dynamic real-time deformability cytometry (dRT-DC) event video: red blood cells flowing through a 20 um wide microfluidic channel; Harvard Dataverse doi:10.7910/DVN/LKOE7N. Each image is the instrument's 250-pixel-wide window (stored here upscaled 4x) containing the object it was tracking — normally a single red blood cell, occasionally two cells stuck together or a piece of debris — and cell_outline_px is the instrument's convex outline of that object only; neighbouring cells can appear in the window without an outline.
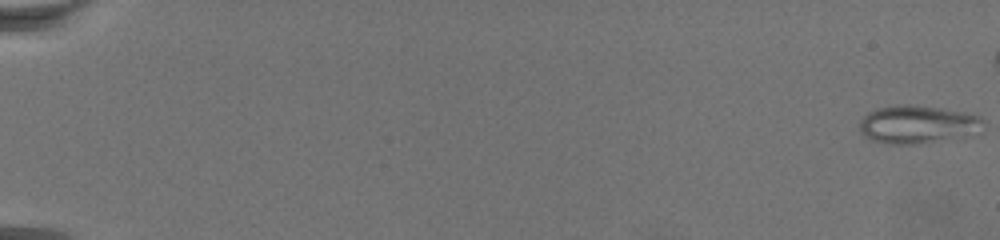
{"species": "common noctule bat (a hibernating species)", "species_latin": "Nyctalus noctula", "temperature_condition": "warm", "stored_images_in_passage": 67, "camera_frame_rate_fps": 3000, "um_per_image_px": 0.085, "animal": {"sex": "female", "body_mass_g": 19.5, "forearm_length_mm": 54.1}, "frame": {"image": 1, "passage_image": 1, "time_ms": 0.0, "image_size_px": [1000, 240], "cell_outline_px": [[984, 120], [964, 140], [912, 144], [888, 144], [872, 140], [864, 136], [860, 132], [860, 120], [868, 112], [876, 108], [896, 104], [912, 104], [944, 108], [964, 112], [980, 116]], "centroid_in_image_um": [77.98, 10.58], "position_along_channel_um": 7.0, "area_um2": 27.98}}
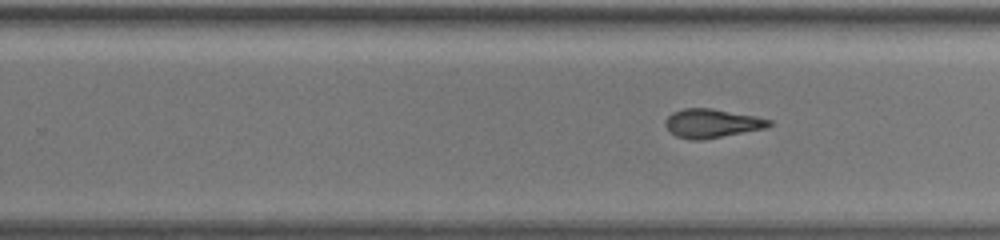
{"frame": {"image": 2, "passage_image": 49, "time_ms": 16.0, "image_size_px": [1000, 240], "cell_outline_px": [[772, 124], [764, 128], [704, 140], [688, 140], [676, 136], [664, 124], [664, 120], [672, 112], [684, 108], [712, 108], [756, 116], [772, 120]], "centroid_in_image_um": [60.49, 10.48], "position_along_channel_um": 269.3, "area_um2": 17.46}}
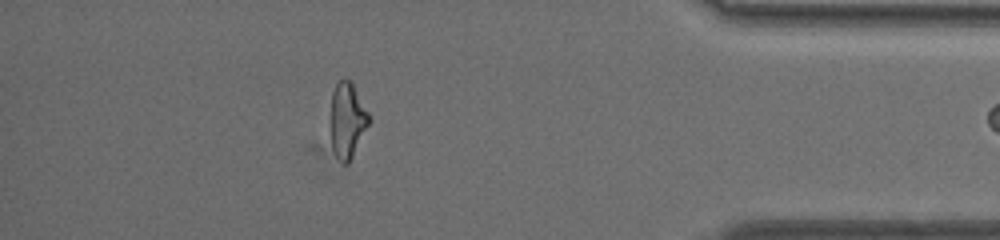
{"frame": {"image": 3, "passage_image": 66, "time_ms": 21.667, "image_size_px": [1000, 240], "cell_outline_px": [[372, 120], [348, 164], [344, 164], [336, 156], [332, 148], [332, 92], [336, 84], [344, 76], [352, 80]], "centroid_in_image_um": [29.56, 10.17], "position_along_channel_um": 405.6, "area_um2": 16.88}}